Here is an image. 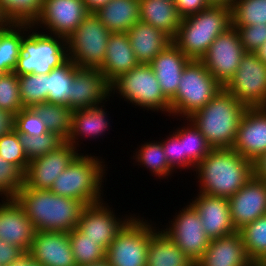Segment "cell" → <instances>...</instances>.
<instances>
[{
  "mask_svg": "<svg viewBox=\"0 0 266 266\" xmlns=\"http://www.w3.org/2000/svg\"><path fill=\"white\" fill-rule=\"evenodd\" d=\"M166 140H161V144L168 160L169 166L174 169H183V149L179 136L173 132L166 136Z\"/></svg>",
  "mask_w": 266,
  "mask_h": 266,
  "instance_id": "47",
  "label": "cell"
},
{
  "mask_svg": "<svg viewBox=\"0 0 266 266\" xmlns=\"http://www.w3.org/2000/svg\"><path fill=\"white\" fill-rule=\"evenodd\" d=\"M24 185V174L0 155V197L14 198Z\"/></svg>",
  "mask_w": 266,
  "mask_h": 266,
  "instance_id": "44",
  "label": "cell"
},
{
  "mask_svg": "<svg viewBox=\"0 0 266 266\" xmlns=\"http://www.w3.org/2000/svg\"><path fill=\"white\" fill-rule=\"evenodd\" d=\"M248 258L255 264L266 256V215L257 218L238 231Z\"/></svg>",
  "mask_w": 266,
  "mask_h": 266,
  "instance_id": "37",
  "label": "cell"
},
{
  "mask_svg": "<svg viewBox=\"0 0 266 266\" xmlns=\"http://www.w3.org/2000/svg\"><path fill=\"white\" fill-rule=\"evenodd\" d=\"M168 227L162 231L196 263L203 256L210 243L197 210L189 203L178 214L176 213L171 224L169 221Z\"/></svg>",
  "mask_w": 266,
  "mask_h": 266,
  "instance_id": "13",
  "label": "cell"
},
{
  "mask_svg": "<svg viewBox=\"0 0 266 266\" xmlns=\"http://www.w3.org/2000/svg\"><path fill=\"white\" fill-rule=\"evenodd\" d=\"M244 54L239 33L231 26L211 43L200 61L224 87L237 71Z\"/></svg>",
  "mask_w": 266,
  "mask_h": 266,
  "instance_id": "12",
  "label": "cell"
},
{
  "mask_svg": "<svg viewBox=\"0 0 266 266\" xmlns=\"http://www.w3.org/2000/svg\"><path fill=\"white\" fill-rule=\"evenodd\" d=\"M104 106L105 105L101 104L89 108L73 110L71 131L65 141L78 150L79 138L88 139L89 137L96 139L106 133L110 127V122L107 118L108 114L107 111H105L106 108L103 109Z\"/></svg>",
  "mask_w": 266,
  "mask_h": 266,
  "instance_id": "27",
  "label": "cell"
},
{
  "mask_svg": "<svg viewBox=\"0 0 266 266\" xmlns=\"http://www.w3.org/2000/svg\"><path fill=\"white\" fill-rule=\"evenodd\" d=\"M253 175L266 182V152L253 163Z\"/></svg>",
  "mask_w": 266,
  "mask_h": 266,
  "instance_id": "51",
  "label": "cell"
},
{
  "mask_svg": "<svg viewBox=\"0 0 266 266\" xmlns=\"http://www.w3.org/2000/svg\"><path fill=\"white\" fill-rule=\"evenodd\" d=\"M89 14L82 0H43L42 12L32 26H44L47 34L67 39Z\"/></svg>",
  "mask_w": 266,
  "mask_h": 266,
  "instance_id": "15",
  "label": "cell"
},
{
  "mask_svg": "<svg viewBox=\"0 0 266 266\" xmlns=\"http://www.w3.org/2000/svg\"><path fill=\"white\" fill-rule=\"evenodd\" d=\"M27 253L42 266H77L68 232L36 231Z\"/></svg>",
  "mask_w": 266,
  "mask_h": 266,
  "instance_id": "20",
  "label": "cell"
},
{
  "mask_svg": "<svg viewBox=\"0 0 266 266\" xmlns=\"http://www.w3.org/2000/svg\"><path fill=\"white\" fill-rule=\"evenodd\" d=\"M104 200L85 205L77 229L87 238L98 242L105 250L110 246L123 227L136 215L118 218ZM117 217V218H116Z\"/></svg>",
  "mask_w": 266,
  "mask_h": 266,
  "instance_id": "14",
  "label": "cell"
},
{
  "mask_svg": "<svg viewBox=\"0 0 266 266\" xmlns=\"http://www.w3.org/2000/svg\"><path fill=\"white\" fill-rule=\"evenodd\" d=\"M187 120L186 126L175 129L174 131L180 138L183 149V169H192L212 150L206 138L201 132Z\"/></svg>",
  "mask_w": 266,
  "mask_h": 266,
  "instance_id": "32",
  "label": "cell"
},
{
  "mask_svg": "<svg viewBox=\"0 0 266 266\" xmlns=\"http://www.w3.org/2000/svg\"><path fill=\"white\" fill-rule=\"evenodd\" d=\"M77 66L67 60L58 68H53L47 74V102L66 105L70 101V86Z\"/></svg>",
  "mask_w": 266,
  "mask_h": 266,
  "instance_id": "34",
  "label": "cell"
},
{
  "mask_svg": "<svg viewBox=\"0 0 266 266\" xmlns=\"http://www.w3.org/2000/svg\"><path fill=\"white\" fill-rule=\"evenodd\" d=\"M28 29L29 24L9 23L0 30V73L14 71L21 53V42Z\"/></svg>",
  "mask_w": 266,
  "mask_h": 266,
  "instance_id": "31",
  "label": "cell"
},
{
  "mask_svg": "<svg viewBox=\"0 0 266 266\" xmlns=\"http://www.w3.org/2000/svg\"><path fill=\"white\" fill-rule=\"evenodd\" d=\"M239 33L240 42L245 52L254 53L266 42V23L251 26H233Z\"/></svg>",
  "mask_w": 266,
  "mask_h": 266,
  "instance_id": "46",
  "label": "cell"
},
{
  "mask_svg": "<svg viewBox=\"0 0 266 266\" xmlns=\"http://www.w3.org/2000/svg\"><path fill=\"white\" fill-rule=\"evenodd\" d=\"M254 53L266 65V42L262 44Z\"/></svg>",
  "mask_w": 266,
  "mask_h": 266,
  "instance_id": "54",
  "label": "cell"
},
{
  "mask_svg": "<svg viewBox=\"0 0 266 266\" xmlns=\"http://www.w3.org/2000/svg\"><path fill=\"white\" fill-rule=\"evenodd\" d=\"M223 88L247 108L266 107V65L255 53L245 52Z\"/></svg>",
  "mask_w": 266,
  "mask_h": 266,
  "instance_id": "11",
  "label": "cell"
},
{
  "mask_svg": "<svg viewBox=\"0 0 266 266\" xmlns=\"http://www.w3.org/2000/svg\"><path fill=\"white\" fill-rule=\"evenodd\" d=\"M85 266H110V264L108 263L107 259L105 258L101 261L94 262V263H91V264L85 265Z\"/></svg>",
  "mask_w": 266,
  "mask_h": 266,
  "instance_id": "56",
  "label": "cell"
},
{
  "mask_svg": "<svg viewBox=\"0 0 266 266\" xmlns=\"http://www.w3.org/2000/svg\"><path fill=\"white\" fill-rule=\"evenodd\" d=\"M13 126L14 116L10 112L0 109V137L10 132Z\"/></svg>",
  "mask_w": 266,
  "mask_h": 266,
  "instance_id": "50",
  "label": "cell"
},
{
  "mask_svg": "<svg viewBox=\"0 0 266 266\" xmlns=\"http://www.w3.org/2000/svg\"><path fill=\"white\" fill-rule=\"evenodd\" d=\"M247 107L224 88L188 119L212 149L232 148Z\"/></svg>",
  "mask_w": 266,
  "mask_h": 266,
  "instance_id": "3",
  "label": "cell"
},
{
  "mask_svg": "<svg viewBox=\"0 0 266 266\" xmlns=\"http://www.w3.org/2000/svg\"><path fill=\"white\" fill-rule=\"evenodd\" d=\"M231 26V7L210 5L183 18L172 42L190 60H201L211 43Z\"/></svg>",
  "mask_w": 266,
  "mask_h": 266,
  "instance_id": "4",
  "label": "cell"
},
{
  "mask_svg": "<svg viewBox=\"0 0 266 266\" xmlns=\"http://www.w3.org/2000/svg\"><path fill=\"white\" fill-rule=\"evenodd\" d=\"M232 26L266 23V0H234L231 5Z\"/></svg>",
  "mask_w": 266,
  "mask_h": 266,
  "instance_id": "39",
  "label": "cell"
},
{
  "mask_svg": "<svg viewBox=\"0 0 266 266\" xmlns=\"http://www.w3.org/2000/svg\"><path fill=\"white\" fill-rule=\"evenodd\" d=\"M90 13H95L105 6L110 0H82Z\"/></svg>",
  "mask_w": 266,
  "mask_h": 266,
  "instance_id": "52",
  "label": "cell"
},
{
  "mask_svg": "<svg viewBox=\"0 0 266 266\" xmlns=\"http://www.w3.org/2000/svg\"><path fill=\"white\" fill-rule=\"evenodd\" d=\"M140 21L162 30L173 39L181 24L174 1L169 0H139Z\"/></svg>",
  "mask_w": 266,
  "mask_h": 266,
  "instance_id": "28",
  "label": "cell"
},
{
  "mask_svg": "<svg viewBox=\"0 0 266 266\" xmlns=\"http://www.w3.org/2000/svg\"><path fill=\"white\" fill-rule=\"evenodd\" d=\"M222 89L200 60H190L182 71L176 95L170 101V116L187 119Z\"/></svg>",
  "mask_w": 266,
  "mask_h": 266,
  "instance_id": "7",
  "label": "cell"
},
{
  "mask_svg": "<svg viewBox=\"0 0 266 266\" xmlns=\"http://www.w3.org/2000/svg\"><path fill=\"white\" fill-rule=\"evenodd\" d=\"M162 229L150 238L146 266H195Z\"/></svg>",
  "mask_w": 266,
  "mask_h": 266,
  "instance_id": "30",
  "label": "cell"
},
{
  "mask_svg": "<svg viewBox=\"0 0 266 266\" xmlns=\"http://www.w3.org/2000/svg\"><path fill=\"white\" fill-rule=\"evenodd\" d=\"M189 61L190 59L171 42L149 64L155 72L162 92L169 101L175 97L182 71Z\"/></svg>",
  "mask_w": 266,
  "mask_h": 266,
  "instance_id": "24",
  "label": "cell"
},
{
  "mask_svg": "<svg viewBox=\"0 0 266 266\" xmlns=\"http://www.w3.org/2000/svg\"><path fill=\"white\" fill-rule=\"evenodd\" d=\"M111 32H128L140 21L139 0H110L95 12Z\"/></svg>",
  "mask_w": 266,
  "mask_h": 266,
  "instance_id": "29",
  "label": "cell"
},
{
  "mask_svg": "<svg viewBox=\"0 0 266 266\" xmlns=\"http://www.w3.org/2000/svg\"><path fill=\"white\" fill-rule=\"evenodd\" d=\"M136 217L123 227L107 248L106 259L110 266H146L149 241L158 229L144 217Z\"/></svg>",
  "mask_w": 266,
  "mask_h": 266,
  "instance_id": "10",
  "label": "cell"
},
{
  "mask_svg": "<svg viewBox=\"0 0 266 266\" xmlns=\"http://www.w3.org/2000/svg\"><path fill=\"white\" fill-rule=\"evenodd\" d=\"M78 154V150L65 141L56 150L29 161L24 174V185L38 190H50L56 178Z\"/></svg>",
  "mask_w": 266,
  "mask_h": 266,
  "instance_id": "16",
  "label": "cell"
},
{
  "mask_svg": "<svg viewBox=\"0 0 266 266\" xmlns=\"http://www.w3.org/2000/svg\"><path fill=\"white\" fill-rule=\"evenodd\" d=\"M207 2L210 5H223L231 7V5L234 3V0H207Z\"/></svg>",
  "mask_w": 266,
  "mask_h": 266,
  "instance_id": "55",
  "label": "cell"
},
{
  "mask_svg": "<svg viewBox=\"0 0 266 266\" xmlns=\"http://www.w3.org/2000/svg\"><path fill=\"white\" fill-rule=\"evenodd\" d=\"M25 253L20 247L0 240V266L12 265Z\"/></svg>",
  "mask_w": 266,
  "mask_h": 266,
  "instance_id": "49",
  "label": "cell"
},
{
  "mask_svg": "<svg viewBox=\"0 0 266 266\" xmlns=\"http://www.w3.org/2000/svg\"><path fill=\"white\" fill-rule=\"evenodd\" d=\"M111 95L110 83L99 68L76 67L67 106L71 110L89 108L106 103Z\"/></svg>",
  "mask_w": 266,
  "mask_h": 266,
  "instance_id": "17",
  "label": "cell"
},
{
  "mask_svg": "<svg viewBox=\"0 0 266 266\" xmlns=\"http://www.w3.org/2000/svg\"><path fill=\"white\" fill-rule=\"evenodd\" d=\"M13 129L18 134L37 136L48 133L45 123L31 107H24L14 116Z\"/></svg>",
  "mask_w": 266,
  "mask_h": 266,
  "instance_id": "45",
  "label": "cell"
},
{
  "mask_svg": "<svg viewBox=\"0 0 266 266\" xmlns=\"http://www.w3.org/2000/svg\"><path fill=\"white\" fill-rule=\"evenodd\" d=\"M11 266H42L40 263L36 262L31 256L26 252L18 260H16Z\"/></svg>",
  "mask_w": 266,
  "mask_h": 266,
  "instance_id": "53",
  "label": "cell"
},
{
  "mask_svg": "<svg viewBox=\"0 0 266 266\" xmlns=\"http://www.w3.org/2000/svg\"><path fill=\"white\" fill-rule=\"evenodd\" d=\"M195 198L190 203L199 213L204 231L210 240L236 232L230 218L228 198L210 196L200 192Z\"/></svg>",
  "mask_w": 266,
  "mask_h": 266,
  "instance_id": "22",
  "label": "cell"
},
{
  "mask_svg": "<svg viewBox=\"0 0 266 266\" xmlns=\"http://www.w3.org/2000/svg\"><path fill=\"white\" fill-rule=\"evenodd\" d=\"M139 65L131 47L127 32L110 33L106 56L99 67L106 80L111 84L121 74Z\"/></svg>",
  "mask_w": 266,
  "mask_h": 266,
  "instance_id": "25",
  "label": "cell"
},
{
  "mask_svg": "<svg viewBox=\"0 0 266 266\" xmlns=\"http://www.w3.org/2000/svg\"><path fill=\"white\" fill-rule=\"evenodd\" d=\"M139 148L135 152V156L133 155L135 157L133 159H136L137 165H144L146 169H149L154 176H158L162 180L163 178L168 179V176H171L172 172L176 171L169 166L161 141H156V143L155 141L146 142Z\"/></svg>",
  "mask_w": 266,
  "mask_h": 266,
  "instance_id": "35",
  "label": "cell"
},
{
  "mask_svg": "<svg viewBox=\"0 0 266 266\" xmlns=\"http://www.w3.org/2000/svg\"><path fill=\"white\" fill-rule=\"evenodd\" d=\"M232 149L252 163L266 152V107L245 110Z\"/></svg>",
  "mask_w": 266,
  "mask_h": 266,
  "instance_id": "19",
  "label": "cell"
},
{
  "mask_svg": "<svg viewBox=\"0 0 266 266\" xmlns=\"http://www.w3.org/2000/svg\"><path fill=\"white\" fill-rule=\"evenodd\" d=\"M110 33L95 13H90L66 39L68 59L80 68H99Z\"/></svg>",
  "mask_w": 266,
  "mask_h": 266,
  "instance_id": "9",
  "label": "cell"
},
{
  "mask_svg": "<svg viewBox=\"0 0 266 266\" xmlns=\"http://www.w3.org/2000/svg\"><path fill=\"white\" fill-rule=\"evenodd\" d=\"M174 2L182 19L197 14L210 6L207 0H175Z\"/></svg>",
  "mask_w": 266,
  "mask_h": 266,
  "instance_id": "48",
  "label": "cell"
},
{
  "mask_svg": "<svg viewBox=\"0 0 266 266\" xmlns=\"http://www.w3.org/2000/svg\"><path fill=\"white\" fill-rule=\"evenodd\" d=\"M31 108L45 123L48 131L58 133L65 140L67 139L71 131L73 110L66 105L47 101L35 104Z\"/></svg>",
  "mask_w": 266,
  "mask_h": 266,
  "instance_id": "33",
  "label": "cell"
},
{
  "mask_svg": "<svg viewBox=\"0 0 266 266\" xmlns=\"http://www.w3.org/2000/svg\"><path fill=\"white\" fill-rule=\"evenodd\" d=\"M69 240L77 266H85L106 258V250L87 238L77 228L69 232Z\"/></svg>",
  "mask_w": 266,
  "mask_h": 266,
  "instance_id": "38",
  "label": "cell"
},
{
  "mask_svg": "<svg viewBox=\"0 0 266 266\" xmlns=\"http://www.w3.org/2000/svg\"><path fill=\"white\" fill-rule=\"evenodd\" d=\"M43 0H0V9L9 23L33 25L42 12Z\"/></svg>",
  "mask_w": 266,
  "mask_h": 266,
  "instance_id": "36",
  "label": "cell"
},
{
  "mask_svg": "<svg viewBox=\"0 0 266 266\" xmlns=\"http://www.w3.org/2000/svg\"><path fill=\"white\" fill-rule=\"evenodd\" d=\"M195 266H254L245 251L241 234L236 231L231 235L210 240L203 256Z\"/></svg>",
  "mask_w": 266,
  "mask_h": 266,
  "instance_id": "23",
  "label": "cell"
},
{
  "mask_svg": "<svg viewBox=\"0 0 266 266\" xmlns=\"http://www.w3.org/2000/svg\"><path fill=\"white\" fill-rule=\"evenodd\" d=\"M103 164L97 156L78 154L56 178L50 191L62 197L77 199L84 205L102 201L103 175L107 170Z\"/></svg>",
  "mask_w": 266,
  "mask_h": 266,
  "instance_id": "5",
  "label": "cell"
},
{
  "mask_svg": "<svg viewBox=\"0 0 266 266\" xmlns=\"http://www.w3.org/2000/svg\"><path fill=\"white\" fill-rule=\"evenodd\" d=\"M14 199L32 221L36 231L70 232L77 228L84 204L23 185Z\"/></svg>",
  "mask_w": 266,
  "mask_h": 266,
  "instance_id": "1",
  "label": "cell"
},
{
  "mask_svg": "<svg viewBox=\"0 0 266 266\" xmlns=\"http://www.w3.org/2000/svg\"><path fill=\"white\" fill-rule=\"evenodd\" d=\"M228 200L232 225L236 231H239L257 218L266 215V182L253 175Z\"/></svg>",
  "mask_w": 266,
  "mask_h": 266,
  "instance_id": "18",
  "label": "cell"
},
{
  "mask_svg": "<svg viewBox=\"0 0 266 266\" xmlns=\"http://www.w3.org/2000/svg\"><path fill=\"white\" fill-rule=\"evenodd\" d=\"M23 107H32L47 101V74H26L18 76Z\"/></svg>",
  "mask_w": 266,
  "mask_h": 266,
  "instance_id": "41",
  "label": "cell"
},
{
  "mask_svg": "<svg viewBox=\"0 0 266 266\" xmlns=\"http://www.w3.org/2000/svg\"><path fill=\"white\" fill-rule=\"evenodd\" d=\"M0 155L25 174L29 161L19 141V134L12 129L0 137Z\"/></svg>",
  "mask_w": 266,
  "mask_h": 266,
  "instance_id": "43",
  "label": "cell"
},
{
  "mask_svg": "<svg viewBox=\"0 0 266 266\" xmlns=\"http://www.w3.org/2000/svg\"><path fill=\"white\" fill-rule=\"evenodd\" d=\"M19 141L28 161H31L56 150L65 142V139L58 133L49 131L37 136L19 134Z\"/></svg>",
  "mask_w": 266,
  "mask_h": 266,
  "instance_id": "40",
  "label": "cell"
},
{
  "mask_svg": "<svg viewBox=\"0 0 266 266\" xmlns=\"http://www.w3.org/2000/svg\"><path fill=\"white\" fill-rule=\"evenodd\" d=\"M194 171L200 193L230 198L253 176V163L232 148L212 149Z\"/></svg>",
  "mask_w": 266,
  "mask_h": 266,
  "instance_id": "2",
  "label": "cell"
},
{
  "mask_svg": "<svg viewBox=\"0 0 266 266\" xmlns=\"http://www.w3.org/2000/svg\"><path fill=\"white\" fill-rule=\"evenodd\" d=\"M21 102L18 75L14 72L0 76V109L15 116L23 109Z\"/></svg>",
  "mask_w": 266,
  "mask_h": 266,
  "instance_id": "42",
  "label": "cell"
},
{
  "mask_svg": "<svg viewBox=\"0 0 266 266\" xmlns=\"http://www.w3.org/2000/svg\"><path fill=\"white\" fill-rule=\"evenodd\" d=\"M254 266H266V256L262 257Z\"/></svg>",
  "mask_w": 266,
  "mask_h": 266,
  "instance_id": "57",
  "label": "cell"
},
{
  "mask_svg": "<svg viewBox=\"0 0 266 266\" xmlns=\"http://www.w3.org/2000/svg\"><path fill=\"white\" fill-rule=\"evenodd\" d=\"M37 31L29 24V32L22 39L21 53L13 71L18 76L48 74L68 60L66 38Z\"/></svg>",
  "mask_w": 266,
  "mask_h": 266,
  "instance_id": "6",
  "label": "cell"
},
{
  "mask_svg": "<svg viewBox=\"0 0 266 266\" xmlns=\"http://www.w3.org/2000/svg\"><path fill=\"white\" fill-rule=\"evenodd\" d=\"M127 34L139 64H150L172 42L162 30L142 21L133 25Z\"/></svg>",
  "mask_w": 266,
  "mask_h": 266,
  "instance_id": "26",
  "label": "cell"
},
{
  "mask_svg": "<svg viewBox=\"0 0 266 266\" xmlns=\"http://www.w3.org/2000/svg\"><path fill=\"white\" fill-rule=\"evenodd\" d=\"M111 93L115 92L125 101L145 108V110L163 111L170 116V101L161 90L155 72L149 64H139L130 71L121 74L111 84Z\"/></svg>",
  "mask_w": 266,
  "mask_h": 266,
  "instance_id": "8",
  "label": "cell"
},
{
  "mask_svg": "<svg viewBox=\"0 0 266 266\" xmlns=\"http://www.w3.org/2000/svg\"><path fill=\"white\" fill-rule=\"evenodd\" d=\"M36 229L14 198L0 202V240L18 246L28 252Z\"/></svg>",
  "mask_w": 266,
  "mask_h": 266,
  "instance_id": "21",
  "label": "cell"
}]
</instances>
